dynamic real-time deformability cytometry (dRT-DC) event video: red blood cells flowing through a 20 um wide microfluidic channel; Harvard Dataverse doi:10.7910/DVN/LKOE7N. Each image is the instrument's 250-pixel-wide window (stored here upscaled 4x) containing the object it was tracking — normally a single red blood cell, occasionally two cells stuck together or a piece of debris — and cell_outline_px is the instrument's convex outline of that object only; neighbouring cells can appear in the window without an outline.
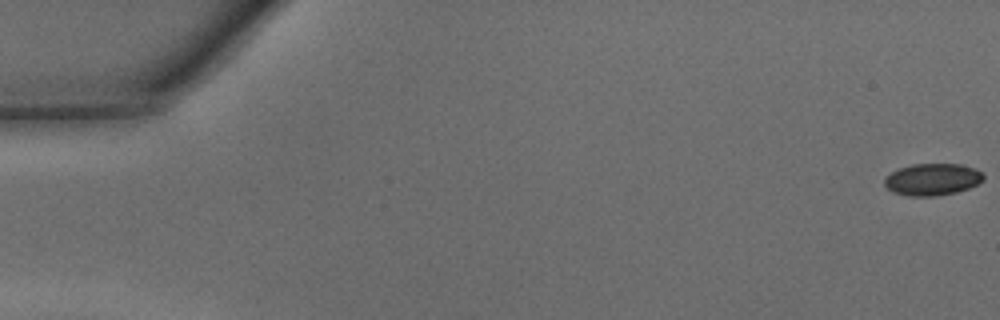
{"species": "common noctule bat (a hibernating species)", "species_latin": "Nyctalus noctula", "temperature_condition": "warm", "stored_images_in_passage": 12, "camera_frame_rate_fps": 3000, "um_per_image_px": 0.085, "animal": {"sex": "male", "body_mass_g": 15.6}, "frame": {"image": 1, "passage_image": 1, "time_ms": 0.0, "image_size_px": [1000, 320], "cell_outline_px": [[984, 180], [968, 188], [956, 192], [936, 196], [908, 196], [896, 192], [888, 188], [884, 184], [884, 180], [892, 172], [900, 168], [912, 164], [960, 164], [984, 172]], "centroid_in_image_um": [79.28, 15.25], "position_along_channel_um": 5.7, "area_um2": 18.21}}